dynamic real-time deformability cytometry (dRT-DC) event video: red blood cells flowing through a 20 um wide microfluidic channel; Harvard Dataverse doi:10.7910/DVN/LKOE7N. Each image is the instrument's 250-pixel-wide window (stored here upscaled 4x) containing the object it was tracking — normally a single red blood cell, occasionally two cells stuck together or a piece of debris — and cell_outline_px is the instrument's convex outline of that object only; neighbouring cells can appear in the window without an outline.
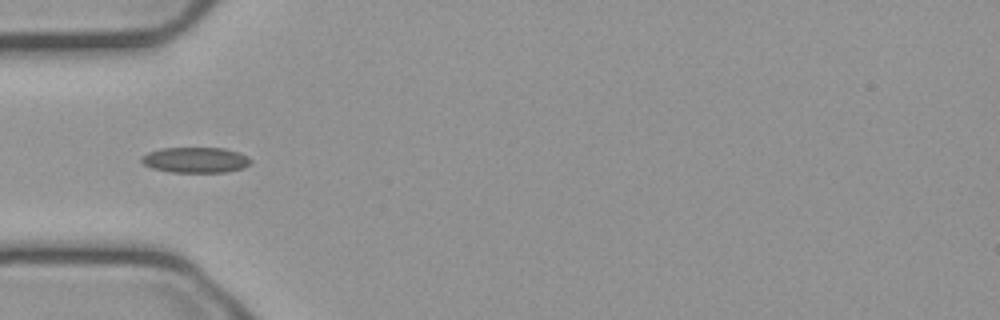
{"species": "common noctule bat (a hibernating species)", "species_latin": "Nyctalus noctula", "temperature_condition": "cold", "stored_images_in_passage": 9, "camera_frame_rate_fps": 3000, "um_per_image_px": 0.085, "animal": {"sex": "male", "body_mass_g": 23.1, "forearm_length_mm": 52.7}, "frame": {"image": 1, "passage_image": 1, "time_ms": 0.0, "image_size_px": [1000, 320], "cell_outline_px": [[252, 160], [244, 168], [228, 172], [172, 172], [152, 168], [144, 164], [140, 160], [140, 156], [148, 152], [160, 148], [224, 148], [240, 152], [248, 156]], "centroid_in_image_um": [16.63, 13.59], "position_along_channel_um": 68.4, "area_um2": 16.42}}
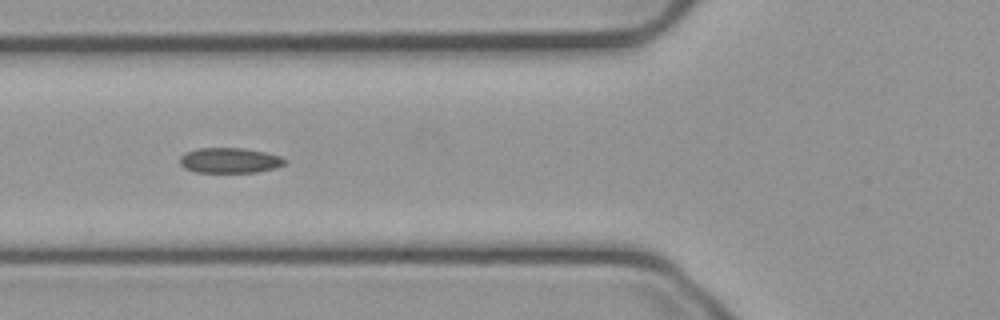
{"frame": {"image": 2, "passage_image": 4, "time_ms": 1.0, "image_size_px": [1000, 320], "cell_outline_px": [[288, 164], [276, 168], [256, 172], [196, 172], [184, 168], [180, 164], [180, 156], [184, 152], [200, 148], [244, 148], [264, 152], [280, 156], [288, 160]], "centroid_in_image_um": [19.55, 13.63], "position_along_channel_um": 106.2, "area_um2": 15.61}}
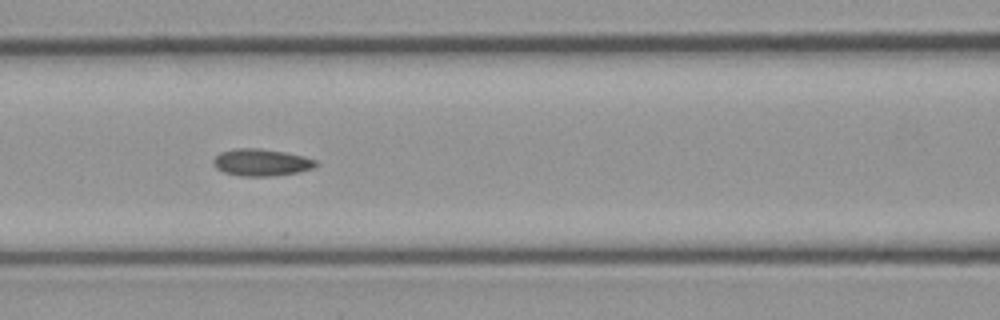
{"frame": {"image": 3, "passage_image": 7, "time_ms": 2.0, "image_size_px": [1000, 320], "cell_outline_px": [[320, 164], [312, 168], [300, 172], [272, 176], [240, 176], [224, 172], [216, 168], [212, 164], [212, 160], [220, 152], [236, 148], [260, 148], [284, 152], [304, 156], [316, 160]], "centroid_in_image_um": [22.21, 13.8], "position_along_channel_um": 144.4, "area_um2": 16.3}}